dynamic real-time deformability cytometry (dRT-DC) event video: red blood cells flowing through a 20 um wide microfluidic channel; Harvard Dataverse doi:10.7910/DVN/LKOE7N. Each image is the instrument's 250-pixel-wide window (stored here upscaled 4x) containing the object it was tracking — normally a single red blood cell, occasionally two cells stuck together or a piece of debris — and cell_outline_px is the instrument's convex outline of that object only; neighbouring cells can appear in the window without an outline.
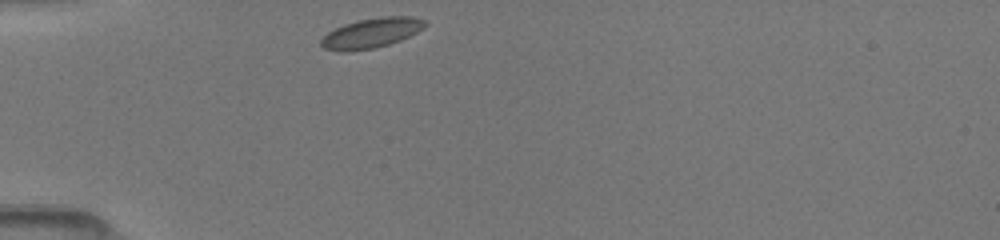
{"species": "common noctule bat (a hibernating species)", "species_latin": "Nyctalus noctula", "temperature_condition": "room temperature", "stored_images_in_passage": 13, "camera_frame_rate_fps": 3000, "um_per_image_px": 0.085, "animal": {"sex": "female", "body_mass_g": 19.5, "forearm_length_mm": 54.1}, "frame": {"image": 1, "passage_image": 1, "time_ms": 0.0, "image_size_px": [1000, 240], "cell_outline_px": [[428, 24], [424, 28], [400, 40], [388, 44], [372, 48], [344, 52], [324, 48], [320, 44], [320, 40], [328, 32], [344, 24], [356, 20], [380, 16], [412, 16], [428, 20]], "centroid_in_image_um": [31.6, 2.78], "position_along_channel_um": 53.4, "area_um2": 18.15}}
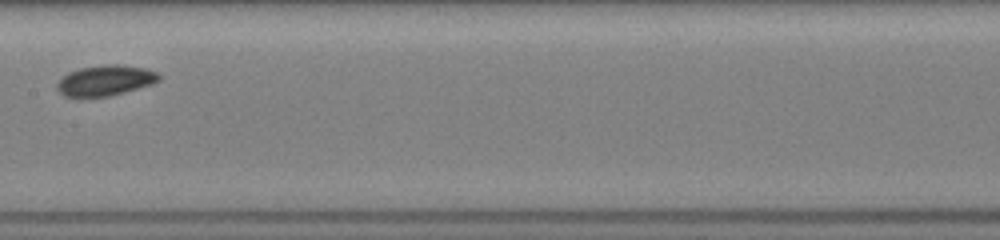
{"frame": {"image": 2, "passage_image": 7, "time_ms": 4.0, "image_size_px": [1000, 240], "cell_outline_px": [[160, 80], [152, 84], [124, 92], [108, 96], [80, 100], [64, 96], [56, 88], [56, 84], [68, 72], [80, 68], [108, 64], [120, 64], [144, 68], [156, 72], [160, 76]], "centroid_in_image_um": [8.9, 6.88], "position_along_channel_um": 198.5, "area_um2": 18.5}}
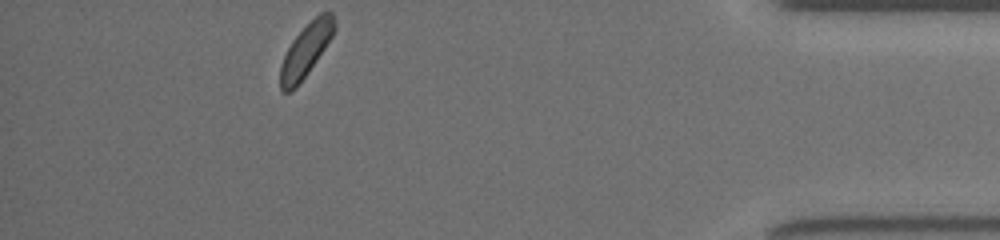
{"frame": {"image": 3, "passage_image": 13, "time_ms": 10.333, "image_size_px": [1000, 240], "cell_outline_px": [[336, 28], [332, 36], [308, 72], [296, 88], [292, 92], [280, 92], [280, 64], [292, 40], [320, 12], [332, 12], [336, 24]], "centroid_in_image_um": [25.98, 4.3], "position_along_channel_um": 409.2, "area_um2": 16.47}}